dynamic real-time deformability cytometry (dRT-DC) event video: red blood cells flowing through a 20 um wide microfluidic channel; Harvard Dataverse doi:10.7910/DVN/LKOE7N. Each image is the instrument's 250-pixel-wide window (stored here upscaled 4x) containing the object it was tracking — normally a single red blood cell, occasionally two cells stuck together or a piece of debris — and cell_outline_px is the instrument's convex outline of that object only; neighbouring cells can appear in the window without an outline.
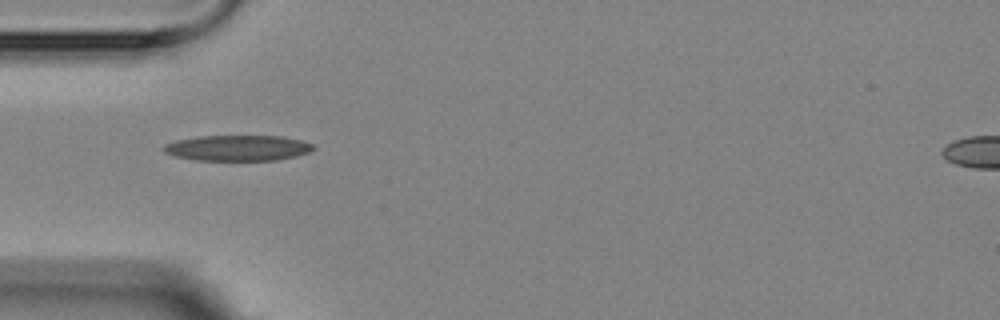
{"species": "Egyptian fruit bat (a non-hibernating species)", "species_latin": "Rousettus aegyptiacus", "temperature_condition": "room temperature", "stored_images_in_passage": 1, "camera_frame_rate_fps": 3000, "um_per_image_px": 0.085, "animal": {"sex": "female"}, "frame": {"image": 1, "passage_image": 1, "time_ms": 0.0, "image_size_px": [1000, 320], "cell_outline_px": [[316, 148], [308, 152], [296, 156], [276, 160], [196, 160], [176, 156], [164, 152], [160, 148], [164, 144], [176, 140], [200, 136], [284, 136], [316, 144]], "centroid_in_image_um": [20.22, 12.57], "position_along_channel_um": 64.8, "area_um2": 22.48}}